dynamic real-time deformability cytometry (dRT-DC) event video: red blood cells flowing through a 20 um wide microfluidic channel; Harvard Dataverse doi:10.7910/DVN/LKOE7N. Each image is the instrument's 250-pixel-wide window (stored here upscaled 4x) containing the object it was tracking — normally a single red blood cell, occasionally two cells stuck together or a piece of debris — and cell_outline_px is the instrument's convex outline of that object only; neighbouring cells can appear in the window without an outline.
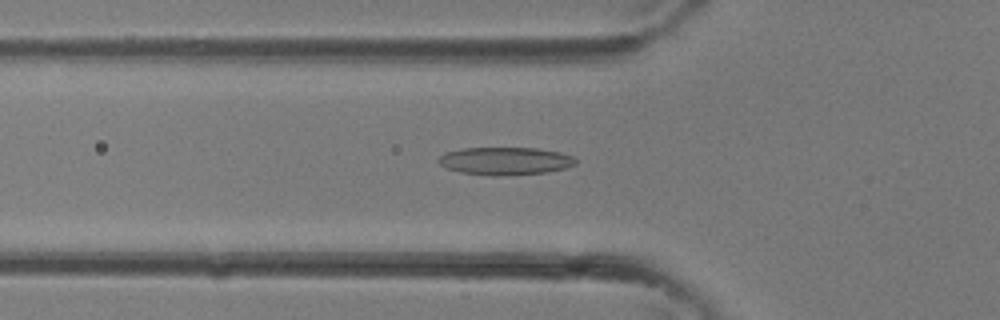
{"species": "common noctule bat (a hibernating species)", "species_latin": "Nyctalus noctula", "temperature_condition": "room temperature", "stored_images_in_passage": 26, "camera_frame_rate_fps": 3000, "um_per_image_px": 0.085, "animal": {"sex": "female"}, "frame": {"image": 1, "passage_image": 3, "time_ms": 0.667, "image_size_px": [1000, 320], "cell_outline_px": [[576, 164], [564, 168], [548, 172], [496, 176], [492, 176], [460, 172], [448, 168], [440, 164], [436, 160], [444, 152], [464, 148], [536, 148], [560, 152], [572, 156], [576, 160]], "centroid_in_image_um": [42.92, 13.68], "position_along_channel_um": 82.9, "area_um2": 22.14}}
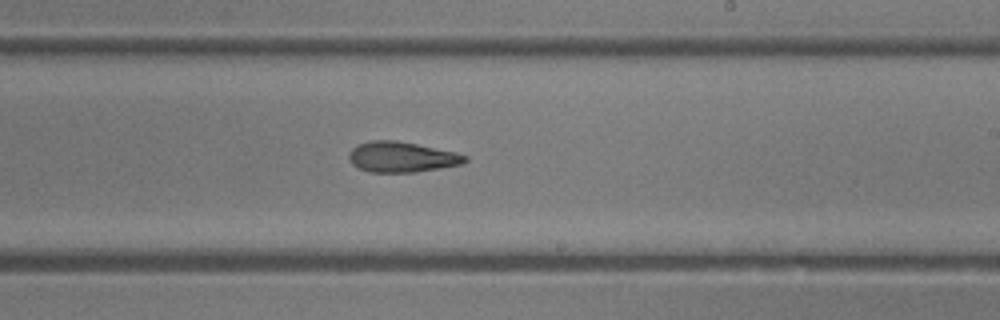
{"frame": {"image": 2, "passage_image": 12, "time_ms": 3.667, "image_size_px": [1000, 320], "cell_outline_px": [[468, 160], [460, 164], [416, 172], [368, 172], [352, 164], [348, 160], [348, 152], [352, 148], [360, 144], [372, 140], [396, 140], [456, 152], [468, 156]], "centroid_in_image_um": [34.12, 13.34], "position_along_channel_um": 254.9, "area_um2": 20.52}}
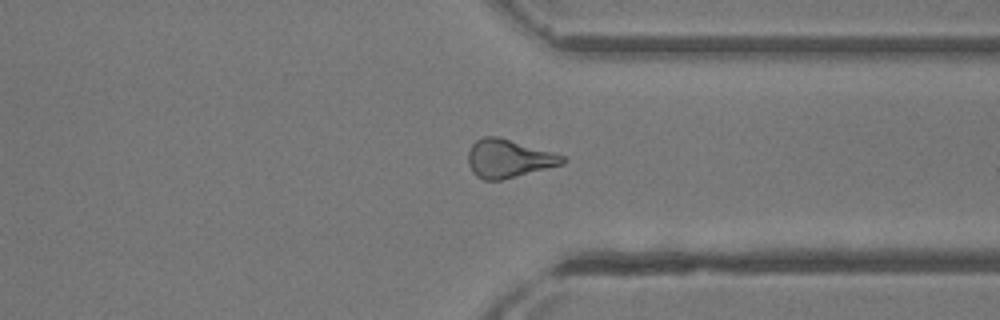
{"frame": {"image": 3, "passage_image": 18, "time_ms": 5.667, "image_size_px": [1000, 320], "cell_outline_px": [[568, 160], [564, 164], [500, 180], [484, 180], [476, 176], [472, 172], [468, 164], [468, 152], [472, 144], [476, 140], [484, 136], [496, 136], [552, 152], [564, 156]], "centroid_in_image_um": [43.21, 13.48], "position_along_channel_um": 368.2, "area_um2": 20.87}}